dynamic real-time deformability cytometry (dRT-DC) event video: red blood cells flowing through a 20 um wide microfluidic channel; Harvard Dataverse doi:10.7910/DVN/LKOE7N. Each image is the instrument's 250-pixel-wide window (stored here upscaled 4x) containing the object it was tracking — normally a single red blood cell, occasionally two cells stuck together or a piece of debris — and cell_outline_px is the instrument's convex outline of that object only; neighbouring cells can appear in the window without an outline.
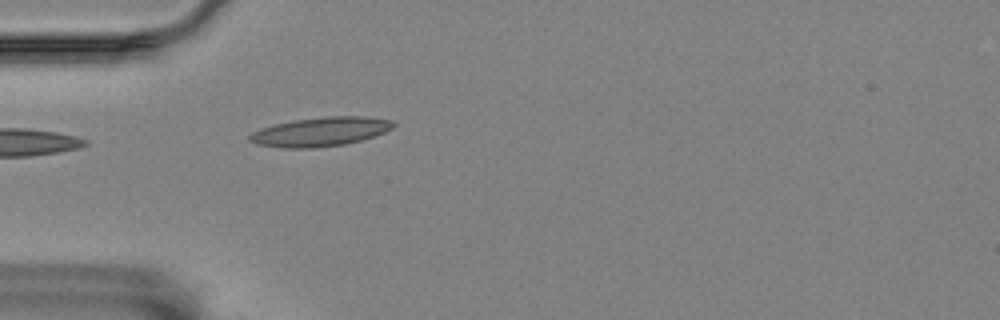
{"species": "Egyptian fruit bat (a non-hibernating species)", "species_latin": "Rousettus aegyptiacus", "temperature_condition": "room temperature", "stored_images_in_passage": 3, "camera_frame_rate_fps": 3000, "um_per_image_px": 0.085, "animal": {"sex": "female"}, "frame": {"image": 1, "passage_image": 3, "time_ms": 3.333, "image_size_px": [1000, 320], "cell_outline_px": [[396, 124], [392, 128], [384, 132], [360, 140], [344, 144], [312, 148], [284, 148], [256, 144], [248, 140], [248, 136], [252, 132], [260, 128], [292, 120], [324, 116], [368, 116], [392, 120]], "centroid_in_image_um": [27.21, 11.18], "position_along_channel_um": 57.8, "area_um2": 24.39}}